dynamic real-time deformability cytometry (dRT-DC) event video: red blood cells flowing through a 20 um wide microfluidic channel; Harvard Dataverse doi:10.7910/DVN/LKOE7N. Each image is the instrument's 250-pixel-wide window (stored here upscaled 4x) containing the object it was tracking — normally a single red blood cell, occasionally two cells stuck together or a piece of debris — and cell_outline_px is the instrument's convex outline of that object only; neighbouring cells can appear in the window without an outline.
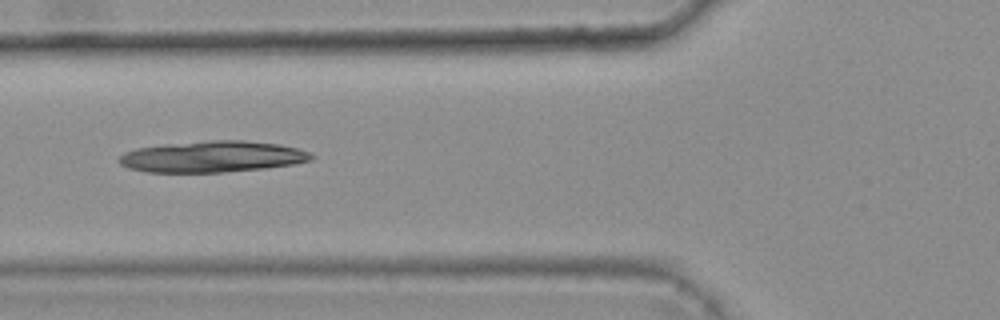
{"species": "common noctule bat (a hibernating species)", "species_latin": "Nyctalus noctula", "temperature_condition": "warm", "stored_images_in_passage": 6, "camera_frame_rate_fps": 3000, "um_per_image_px": 0.085, "animal": {"sex": "female", "body_mass_g": 25.1}, "frame": {"image": 1, "passage_image": 6, "time_ms": 1.667, "image_size_px": [1000, 320], "cell_outline_px": [[316, 156], [312, 160], [292, 164], [264, 168], [224, 172], [148, 172], [128, 168], [120, 164], [120, 156], [124, 152], [136, 148], [164, 144], [212, 140], [244, 140], [280, 144], [312, 152]], "centroid_in_image_um": [18.08, 13.31], "position_along_channel_um": 107.7, "area_um2": 35.08}}